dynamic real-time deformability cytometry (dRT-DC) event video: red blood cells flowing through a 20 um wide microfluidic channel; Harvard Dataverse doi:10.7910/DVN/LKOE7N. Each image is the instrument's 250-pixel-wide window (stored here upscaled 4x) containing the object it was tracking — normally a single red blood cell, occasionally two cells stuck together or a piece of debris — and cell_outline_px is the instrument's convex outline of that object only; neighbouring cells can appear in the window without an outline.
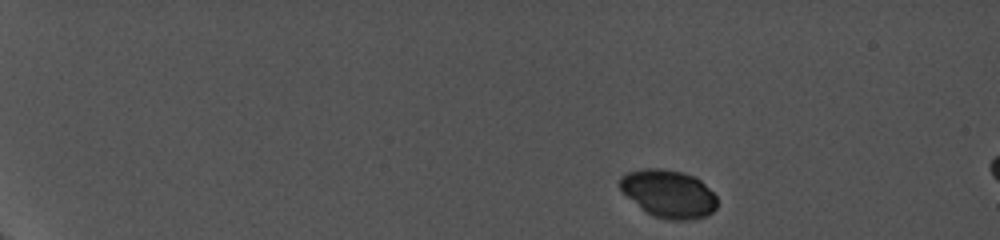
{"species": "common noctule bat (a hibernating species)", "species_latin": "Nyctalus noctula", "temperature_condition": "cold", "stored_images_in_passage": 5, "camera_frame_rate_fps": 5000, "um_per_image_px": 0.085, "animal": {"sex": "female", "body_mass_g": 19.0, "forearm_length_mm": 56.7}, "frame": {"image": 1, "passage_image": 1, "time_ms": 0.0, "image_size_px": [1000, 240], "cell_outline_px": [[716, 208], [708, 216], [692, 220], [668, 220], [652, 216], [644, 212], [620, 188], [620, 176], [628, 172], [644, 168], [660, 168], [684, 172], [700, 180], [716, 196]], "centroid_in_image_um": [56.83, 16.48], "position_along_channel_um": 28.2, "area_um2": 27.17}}